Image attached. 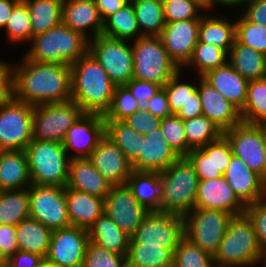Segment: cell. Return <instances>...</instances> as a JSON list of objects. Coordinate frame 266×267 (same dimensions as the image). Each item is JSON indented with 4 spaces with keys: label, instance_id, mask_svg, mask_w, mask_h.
<instances>
[{
    "label": "cell",
    "instance_id": "cell-1",
    "mask_svg": "<svg viewBox=\"0 0 266 267\" xmlns=\"http://www.w3.org/2000/svg\"><path fill=\"white\" fill-rule=\"evenodd\" d=\"M15 62L13 98L31 105L71 100V65L31 61L23 54Z\"/></svg>",
    "mask_w": 266,
    "mask_h": 267
},
{
    "label": "cell",
    "instance_id": "cell-2",
    "mask_svg": "<svg viewBox=\"0 0 266 267\" xmlns=\"http://www.w3.org/2000/svg\"><path fill=\"white\" fill-rule=\"evenodd\" d=\"M115 86L89 52L71 64V99L84 113L104 116L110 108Z\"/></svg>",
    "mask_w": 266,
    "mask_h": 267
},
{
    "label": "cell",
    "instance_id": "cell-3",
    "mask_svg": "<svg viewBox=\"0 0 266 267\" xmlns=\"http://www.w3.org/2000/svg\"><path fill=\"white\" fill-rule=\"evenodd\" d=\"M251 219L246 213L234 215L215 253L216 267H259L263 257Z\"/></svg>",
    "mask_w": 266,
    "mask_h": 267
},
{
    "label": "cell",
    "instance_id": "cell-4",
    "mask_svg": "<svg viewBox=\"0 0 266 267\" xmlns=\"http://www.w3.org/2000/svg\"><path fill=\"white\" fill-rule=\"evenodd\" d=\"M27 47L22 54L31 61L71 65L88 53L89 40L62 22L33 37Z\"/></svg>",
    "mask_w": 266,
    "mask_h": 267
},
{
    "label": "cell",
    "instance_id": "cell-5",
    "mask_svg": "<svg viewBox=\"0 0 266 267\" xmlns=\"http://www.w3.org/2000/svg\"><path fill=\"white\" fill-rule=\"evenodd\" d=\"M199 178L189 160L179 157L160 172V211L184 216L195 208Z\"/></svg>",
    "mask_w": 266,
    "mask_h": 267
},
{
    "label": "cell",
    "instance_id": "cell-6",
    "mask_svg": "<svg viewBox=\"0 0 266 267\" xmlns=\"http://www.w3.org/2000/svg\"><path fill=\"white\" fill-rule=\"evenodd\" d=\"M25 152L32 184L66 187L70 158L63 143L32 139Z\"/></svg>",
    "mask_w": 266,
    "mask_h": 267
},
{
    "label": "cell",
    "instance_id": "cell-7",
    "mask_svg": "<svg viewBox=\"0 0 266 267\" xmlns=\"http://www.w3.org/2000/svg\"><path fill=\"white\" fill-rule=\"evenodd\" d=\"M133 78L163 87L180 68L170 58L159 36H140L132 41Z\"/></svg>",
    "mask_w": 266,
    "mask_h": 267
},
{
    "label": "cell",
    "instance_id": "cell-8",
    "mask_svg": "<svg viewBox=\"0 0 266 267\" xmlns=\"http://www.w3.org/2000/svg\"><path fill=\"white\" fill-rule=\"evenodd\" d=\"M33 108L12 96L0 101V151L25 150L33 139Z\"/></svg>",
    "mask_w": 266,
    "mask_h": 267
},
{
    "label": "cell",
    "instance_id": "cell-9",
    "mask_svg": "<svg viewBox=\"0 0 266 267\" xmlns=\"http://www.w3.org/2000/svg\"><path fill=\"white\" fill-rule=\"evenodd\" d=\"M88 52L116 86L126 85L133 78L132 41L100 34L89 40Z\"/></svg>",
    "mask_w": 266,
    "mask_h": 267
},
{
    "label": "cell",
    "instance_id": "cell-10",
    "mask_svg": "<svg viewBox=\"0 0 266 267\" xmlns=\"http://www.w3.org/2000/svg\"><path fill=\"white\" fill-rule=\"evenodd\" d=\"M231 217L230 213L223 210L194 208L183 216L184 236L214 256Z\"/></svg>",
    "mask_w": 266,
    "mask_h": 267
},
{
    "label": "cell",
    "instance_id": "cell-11",
    "mask_svg": "<svg viewBox=\"0 0 266 267\" xmlns=\"http://www.w3.org/2000/svg\"><path fill=\"white\" fill-rule=\"evenodd\" d=\"M84 114L74 101L34 105L33 139L63 143L68 129Z\"/></svg>",
    "mask_w": 266,
    "mask_h": 267
},
{
    "label": "cell",
    "instance_id": "cell-12",
    "mask_svg": "<svg viewBox=\"0 0 266 267\" xmlns=\"http://www.w3.org/2000/svg\"><path fill=\"white\" fill-rule=\"evenodd\" d=\"M28 190L30 217L51 231L71 226L65 187L31 184Z\"/></svg>",
    "mask_w": 266,
    "mask_h": 267
},
{
    "label": "cell",
    "instance_id": "cell-13",
    "mask_svg": "<svg viewBox=\"0 0 266 267\" xmlns=\"http://www.w3.org/2000/svg\"><path fill=\"white\" fill-rule=\"evenodd\" d=\"M184 237L183 216L161 211H149L140 226L130 236L129 243L161 245L174 253Z\"/></svg>",
    "mask_w": 266,
    "mask_h": 267
},
{
    "label": "cell",
    "instance_id": "cell-14",
    "mask_svg": "<svg viewBox=\"0 0 266 267\" xmlns=\"http://www.w3.org/2000/svg\"><path fill=\"white\" fill-rule=\"evenodd\" d=\"M232 153L261 176L265 165L266 125L241 122L223 132Z\"/></svg>",
    "mask_w": 266,
    "mask_h": 267
},
{
    "label": "cell",
    "instance_id": "cell-15",
    "mask_svg": "<svg viewBox=\"0 0 266 267\" xmlns=\"http://www.w3.org/2000/svg\"><path fill=\"white\" fill-rule=\"evenodd\" d=\"M89 241V231L82 227L52 231L45 259L58 267H82Z\"/></svg>",
    "mask_w": 266,
    "mask_h": 267
},
{
    "label": "cell",
    "instance_id": "cell-16",
    "mask_svg": "<svg viewBox=\"0 0 266 267\" xmlns=\"http://www.w3.org/2000/svg\"><path fill=\"white\" fill-rule=\"evenodd\" d=\"M104 212L123 232L131 236L149 211L137 201L125 184L111 187L104 198Z\"/></svg>",
    "mask_w": 266,
    "mask_h": 267
},
{
    "label": "cell",
    "instance_id": "cell-17",
    "mask_svg": "<svg viewBox=\"0 0 266 267\" xmlns=\"http://www.w3.org/2000/svg\"><path fill=\"white\" fill-rule=\"evenodd\" d=\"M105 135V121L100 114L84 113L67 131L63 146L72 158H89Z\"/></svg>",
    "mask_w": 266,
    "mask_h": 267
},
{
    "label": "cell",
    "instance_id": "cell-18",
    "mask_svg": "<svg viewBox=\"0 0 266 267\" xmlns=\"http://www.w3.org/2000/svg\"><path fill=\"white\" fill-rule=\"evenodd\" d=\"M200 19L165 23L160 34L170 58L182 69L190 60L198 42Z\"/></svg>",
    "mask_w": 266,
    "mask_h": 267
},
{
    "label": "cell",
    "instance_id": "cell-19",
    "mask_svg": "<svg viewBox=\"0 0 266 267\" xmlns=\"http://www.w3.org/2000/svg\"><path fill=\"white\" fill-rule=\"evenodd\" d=\"M180 156L169 146L161 127L141 135L138 157L131 163L132 170L162 172Z\"/></svg>",
    "mask_w": 266,
    "mask_h": 267
},
{
    "label": "cell",
    "instance_id": "cell-20",
    "mask_svg": "<svg viewBox=\"0 0 266 267\" xmlns=\"http://www.w3.org/2000/svg\"><path fill=\"white\" fill-rule=\"evenodd\" d=\"M89 159L112 186L125 185L132 172L131 163L122 150L106 135L99 140Z\"/></svg>",
    "mask_w": 266,
    "mask_h": 267
},
{
    "label": "cell",
    "instance_id": "cell-21",
    "mask_svg": "<svg viewBox=\"0 0 266 267\" xmlns=\"http://www.w3.org/2000/svg\"><path fill=\"white\" fill-rule=\"evenodd\" d=\"M195 208L223 210L234 216L245 213L246 205L222 176L199 181Z\"/></svg>",
    "mask_w": 266,
    "mask_h": 267
},
{
    "label": "cell",
    "instance_id": "cell-22",
    "mask_svg": "<svg viewBox=\"0 0 266 267\" xmlns=\"http://www.w3.org/2000/svg\"><path fill=\"white\" fill-rule=\"evenodd\" d=\"M197 90L202 115L218 125L223 132L242 122L240 110L199 76Z\"/></svg>",
    "mask_w": 266,
    "mask_h": 267
},
{
    "label": "cell",
    "instance_id": "cell-23",
    "mask_svg": "<svg viewBox=\"0 0 266 267\" xmlns=\"http://www.w3.org/2000/svg\"><path fill=\"white\" fill-rule=\"evenodd\" d=\"M62 22L88 40L102 34L101 19L94 0H64Z\"/></svg>",
    "mask_w": 266,
    "mask_h": 267
},
{
    "label": "cell",
    "instance_id": "cell-24",
    "mask_svg": "<svg viewBox=\"0 0 266 267\" xmlns=\"http://www.w3.org/2000/svg\"><path fill=\"white\" fill-rule=\"evenodd\" d=\"M223 176L245 205L266 196V185L263 183L261 176L234 155Z\"/></svg>",
    "mask_w": 266,
    "mask_h": 267
},
{
    "label": "cell",
    "instance_id": "cell-25",
    "mask_svg": "<svg viewBox=\"0 0 266 267\" xmlns=\"http://www.w3.org/2000/svg\"><path fill=\"white\" fill-rule=\"evenodd\" d=\"M220 12L206 11L202 15L198 41L217 46L228 53L236 40V17L231 18L225 14L227 11Z\"/></svg>",
    "mask_w": 266,
    "mask_h": 267
},
{
    "label": "cell",
    "instance_id": "cell-26",
    "mask_svg": "<svg viewBox=\"0 0 266 267\" xmlns=\"http://www.w3.org/2000/svg\"><path fill=\"white\" fill-rule=\"evenodd\" d=\"M66 187L104 199L112 185L94 167L89 158H72L69 162Z\"/></svg>",
    "mask_w": 266,
    "mask_h": 267
},
{
    "label": "cell",
    "instance_id": "cell-27",
    "mask_svg": "<svg viewBox=\"0 0 266 267\" xmlns=\"http://www.w3.org/2000/svg\"><path fill=\"white\" fill-rule=\"evenodd\" d=\"M202 78L240 111L243 109L249 81L229 62L207 72Z\"/></svg>",
    "mask_w": 266,
    "mask_h": 267
},
{
    "label": "cell",
    "instance_id": "cell-28",
    "mask_svg": "<svg viewBox=\"0 0 266 267\" xmlns=\"http://www.w3.org/2000/svg\"><path fill=\"white\" fill-rule=\"evenodd\" d=\"M71 226L89 229L104 213V199L65 187Z\"/></svg>",
    "mask_w": 266,
    "mask_h": 267
},
{
    "label": "cell",
    "instance_id": "cell-29",
    "mask_svg": "<svg viewBox=\"0 0 266 267\" xmlns=\"http://www.w3.org/2000/svg\"><path fill=\"white\" fill-rule=\"evenodd\" d=\"M31 184L25 150L0 151V191L24 189Z\"/></svg>",
    "mask_w": 266,
    "mask_h": 267
},
{
    "label": "cell",
    "instance_id": "cell-30",
    "mask_svg": "<svg viewBox=\"0 0 266 267\" xmlns=\"http://www.w3.org/2000/svg\"><path fill=\"white\" fill-rule=\"evenodd\" d=\"M89 239L110 252L127 256L130 236L104 212L88 229Z\"/></svg>",
    "mask_w": 266,
    "mask_h": 267
},
{
    "label": "cell",
    "instance_id": "cell-31",
    "mask_svg": "<svg viewBox=\"0 0 266 267\" xmlns=\"http://www.w3.org/2000/svg\"><path fill=\"white\" fill-rule=\"evenodd\" d=\"M52 231L35 220L27 217L16 225V238L20 251L30 252L46 258Z\"/></svg>",
    "mask_w": 266,
    "mask_h": 267
},
{
    "label": "cell",
    "instance_id": "cell-32",
    "mask_svg": "<svg viewBox=\"0 0 266 267\" xmlns=\"http://www.w3.org/2000/svg\"><path fill=\"white\" fill-rule=\"evenodd\" d=\"M126 185L137 201L148 211H160V172L132 170Z\"/></svg>",
    "mask_w": 266,
    "mask_h": 267
},
{
    "label": "cell",
    "instance_id": "cell-33",
    "mask_svg": "<svg viewBox=\"0 0 266 267\" xmlns=\"http://www.w3.org/2000/svg\"><path fill=\"white\" fill-rule=\"evenodd\" d=\"M228 62L247 81L266 77V55L237 40L228 52Z\"/></svg>",
    "mask_w": 266,
    "mask_h": 267
},
{
    "label": "cell",
    "instance_id": "cell-34",
    "mask_svg": "<svg viewBox=\"0 0 266 267\" xmlns=\"http://www.w3.org/2000/svg\"><path fill=\"white\" fill-rule=\"evenodd\" d=\"M28 6L32 38L62 23L64 0H23Z\"/></svg>",
    "mask_w": 266,
    "mask_h": 267
},
{
    "label": "cell",
    "instance_id": "cell-35",
    "mask_svg": "<svg viewBox=\"0 0 266 267\" xmlns=\"http://www.w3.org/2000/svg\"><path fill=\"white\" fill-rule=\"evenodd\" d=\"M228 62V53L217 46L197 42L188 63L182 68L185 73L202 77ZM195 72V73H194Z\"/></svg>",
    "mask_w": 266,
    "mask_h": 267
},
{
    "label": "cell",
    "instance_id": "cell-36",
    "mask_svg": "<svg viewBox=\"0 0 266 267\" xmlns=\"http://www.w3.org/2000/svg\"><path fill=\"white\" fill-rule=\"evenodd\" d=\"M102 34L111 38L130 41L141 36L135 11L130 1L103 21Z\"/></svg>",
    "mask_w": 266,
    "mask_h": 267
},
{
    "label": "cell",
    "instance_id": "cell-37",
    "mask_svg": "<svg viewBox=\"0 0 266 267\" xmlns=\"http://www.w3.org/2000/svg\"><path fill=\"white\" fill-rule=\"evenodd\" d=\"M141 36H160L164 26L162 0H131Z\"/></svg>",
    "mask_w": 266,
    "mask_h": 267
},
{
    "label": "cell",
    "instance_id": "cell-38",
    "mask_svg": "<svg viewBox=\"0 0 266 267\" xmlns=\"http://www.w3.org/2000/svg\"><path fill=\"white\" fill-rule=\"evenodd\" d=\"M174 253L161 245L129 243L127 264L138 267H173Z\"/></svg>",
    "mask_w": 266,
    "mask_h": 267
},
{
    "label": "cell",
    "instance_id": "cell-39",
    "mask_svg": "<svg viewBox=\"0 0 266 267\" xmlns=\"http://www.w3.org/2000/svg\"><path fill=\"white\" fill-rule=\"evenodd\" d=\"M30 217L28 188L0 191V224L16 226Z\"/></svg>",
    "mask_w": 266,
    "mask_h": 267
},
{
    "label": "cell",
    "instance_id": "cell-40",
    "mask_svg": "<svg viewBox=\"0 0 266 267\" xmlns=\"http://www.w3.org/2000/svg\"><path fill=\"white\" fill-rule=\"evenodd\" d=\"M105 135L117 145L132 163L140 153L141 134L127 125L123 120H104Z\"/></svg>",
    "mask_w": 266,
    "mask_h": 267
},
{
    "label": "cell",
    "instance_id": "cell-41",
    "mask_svg": "<svg viewBox=\"0 0 266 267\" xmlns=\"http://www.w3.org/2000/svg\"><path fill=\"white\" fill-rule=\"evenodd\" d=\"M240 112L243 122L266 125V77L249 81L245 105Z\"/></svg>",
    "mask_w": 266,
    "mask_h": 267
},
{
    "label": "cell",
    "instance_id": "cell-42",
    "mask_svg": "<svg viewBox=\"0 0 266 267\" xmlns=\"http://www.w3.org/2000/svg\"><path fill=\"white\" fill-rule=\"evenodd\" d=\"M5 41L8 44L27 46L32 39L31 18L28 6L24 1L19 2L13 9L5 28Z\"/></svg>",
    "mask_w": 266,
    "mask_h": 267
},
{
    "label": "cell",
    "instance_id": "cell-43",
    "mask_svg": "<svg viewBox=\"0 0 266 267\" xmlns=\"http://www.w3.org/2000/svg\"><path fill=\"white\" fill-rule=\"evenodd\" d=\"M184 73L185 72L180 69L163 86L168 98V104L172 114H177L181 107L186 105V103L190 100L191 95L197 90L198 76L192 75L194 76L192 77L190 74V78L189 73L188 76H186L187 74L183 75Z\"/></svg>",
    "mask_w": 266,
    "mask_h": 267
},
{
    "label": "cell",
    "instance_id": "cell-44",
    "mask_svg": "<svg viewBox=\"0 0 266 267\" xmlns=\"http://www.w3.org/2000/svg\"><path fill=\"white\" fill-rule=\"evenodd\" d=\"M183 126L188 146L191 149L205 146L223 136V131L219 126L203 115L183 120Z\"/></svg>",
    "mask_w": 266,
    "mask_h": 267
},
{
    "label": "cell",
    "instance_id": "cell-45",
    "mask_svg": "<svg viewBox=\"0 0 266 267\" xmlns=\"http://www.w3.org/2000/svg\"><path fill=\"white\" fill-rule=\"evenodd\" d=\"M173 267H216L213 255L197 247L185 236L174 250Z\"/></svg>",
    "mask_w": 266,
    "mask_h": 267
},
{
    "label": "cell",
    "instance_id": "cell-46",
    "mask_svg": "<svg viewBox=\"0 0 266 267\" xmlns=\"http://www.w3.org/2000/svg\"><path fill=\"white\" fill-rule=\"evenodd\" d=\"M236 16V40L266 55V27L248 21L240 12Z\"/></svg>",
    "mask_w": 266,
    "mask_h": 267
},
{
    "label": "cell",
    "instance_id": "cell-47",
    "mask_svg": "<svg viewBox=\"0 0 266 267\" xmlns=\"http://www.w3.org/2000/svg\"><path fill=\"white\" fill-rule=\"evenodd\" d=\"M141 108V104L126 85H117L110 108L103 117L104 120H124Z\"/></svg>",
    "mask_w": 266,
    "mask_h": 267
},
{
    "label": "cell",
    "instance_id": "cell-48",
    "mask_svg": "<svg viewBox=\"0 0 266 267\" xmlns=\"http://www.w3.org/2000/svg\"><path fill=\"white\" fill-rule=\"evenodd\" d=\"M192 164L199 180L220 178L223 174L215 169L214 142L191 149L185 156Z\"/></svg>",
    "mask_w": 266,
    "mask_h": 267
},
{
    "label": "cell",
    "instance_id": "cell-49",
    "mask_svg": "<svg viewBox=\"0 0 266 267\" xmlns=\"http://www.w3.org/2000/svg\"><path fill=\"white\" fill-rule=\"evenodd\" d=\"M164 138L169 146L180 156L185 157L191 148L188 146L184 132L183 119L176 114L167 116L160 124Z\"/></svg>",
    "mask_w": 266,
    "mask_h": 267
},
{
    "label": "cell",
    "instance_id": "cell-50",
    "mask_svg": "<svg viewBox=\"0 0 266 267\" xmlns=\"http://www.w3.org/2000/svg\"><path fill=\"white\" fill-rule=\"evenodd\" d=\"M166 23L179 20L201 19L207 11L196 0H162Z\"/></svg>",
    "mask_w": 266,
    "mask_h": 267
},
{
    "label": "cell",
    "instance_id": "cell-51",
    "mask_svg": "<svg viewBox=\"0 0 266 267\" xmlns=\"http://www.w3.org/2000/svg\"><path fill=\"white\" fill-rule=\"evenodd\" d=\"M127 258L89 241L82 267H126Z\"/></svg>",
    "mask_w": 266,
    "mask_h": 267
},
{
    "label": "cell",
    "instance_id": "cell-52",
    "mask_svg": "<svg viewBox=\"0 0 266 267\" xmlns=\"http://www.w3.org/2000/svg\"><path fill=\"white\" fill-rule=\"evenodd\" d=\"M245 213L251 219L263 255H266V196L247 204Z\"/></svg>",
    "mask_w": 266,
    "mask_h": 267
},
{
    "label": "cell",
    "instance_id": "cell-53",
    "mask_svg": "<svg viewBox=\"0 0 266 267\" xmlns=\"http://www.w3.org/2000/svg\"><path fill=\"white\" fill-rule=\"evenodd\" d=\"M161 120V118L153 116L142 107L123 121L141 135H145L152 130L159 128Z\"/></svg>",
    "mask_w": 266,
    "mask_h": 267
},
{
    "label": "cell",
    "instance_id": "cell-54",
    "mask_svg": "<svg viewBox=\"0 0 266 267\" xmlns=\"http://www.w3.org/2000/svg\"><path fill=\"white\" fill-rule=\"evenodd\" d=\"M126 86L129 88L132 95L137 99V101L143 106L146 101H148L155 93L161 88L160 85L132 78Z\"/></svg>",
    "mask_w": 266,
    "mask_h": 267
},
{
    "label": "cell",
    "instance_id": "cell-55",
    "mask_svg": "<svg viewBox=\"0 0 266 267\" xmlns=\"http://www.w3.org/2000/svg\"><path fill=\"white\" fill-rule=\"evenodd\" d=\"M142 107L153 116L161 119L172 115L168 104V98L163 87H161L154 96L146 101Z\"/></svg>",
    "mask_w": 266,
    "mask_h": 267
},
{
    "label": "cell",
    "instance_id": "cell-56",
    "mask_svg": "<svg viewBox=\"0 0 266 267\" xmlns=\"http://www.w3.org/2000/svg\"><path fill=\"white\" fill-rule=\"evenodd\" d=\"M19 250L16 238V226L0 224V251L8 259Z\"/></svg>",
    "mask_w": 266,
    "mask_h": 267
},
{
    "label": "cell",
    "instance_id": "cell-57",
    "mask_svg": "<svg viewBox=\"0 0 266 267\" xmlns=\"http://www.w3.org/2000/svg\"><path fill=\"white\" fill-rule=\"evenodd\" d=\"M232 156L233 153L231 146L224 136L217 141H214L215 169L219 170L223 175L227 170Z\"/></svg>",
    "mask_w": 266,
    "mask_h": 267
},
{
    "label": "cell",
    "instance_id": "cell-58",
    "mask_svg": "<svg viewBox=\"0 0 266 267\" xmlns=\"http://www.w3.org/2000/svg\"><path fill=\"white\" fill-rule=\"evenodd\" d=\"M248 21L266 27V0H255L245 4L239 11Z\"/></svg>",
    "mask_w": 266,
    "mask_h": 267
},
{
    "label": "cell",
    "instance_id": "cell-59",
    "mask_svg": "<svg viewBox=\"0 0 266 267\" xmlns=\"http://www.w3.org/2000/svg\"><path fill=\"white\" fill-rule=\"evenodd\" d=\"M13 64L0 58V101L12 96Z\"/></svg>",
    "mask_w": 266,
    "mask_h": 267
},
{
    "label": "cell",
    "instance_id": "cell-60",
    "mask_svg": "<svg viewBox=\"0 0 266 267\" xmlns=\"http://www.w3.org/2000/svg\"><path fill=\"white\" fill-rule=\"evenodd\" d=\"M44 259L36 254L18 250L7 259L8 267H38Z\"/></svg>",
    "mask_w": 266,
    "mask_h": 267
},
{
    "label": "cell",
    "instance_id": "cell-61",
    "mask_svg": "<svg viewBox=\"0 0 266 267\" xmlns=\"http://www.w3.org/2000/svg\"><path fill=\"white\" fill-rule=\"evenodd\" d=\"M176 115L183 120L192 119L202 115V106L198 90L191 95L190 100L185 106L181 107Z\"/></svg>",
    "mask_w": 266,
    "mask_h": 267
},
{
    "label": "cell",
    "instance_id": "cell-62",
    "mask_svg": "<svg viewBox=\"0 0 266 267\" xmlns=\"http://www.w3.org/2000/svg\"><path fill=\"white\" fill-rule=\"evenodd\" d=\"M101 19L104 21L111 14L124 7L129 0H94Z\"/></svg>",
    "mask_w": 266,
    "mask_h": 267
},
{
    "label": "cell",
    "instance_id": "cell-63",
    "mask_svg": "<svg viewBox=\"0 0 266 267\" xmlns=\"http://www.w3.org/2000/svg\"><path fill=\"white\" fill-rule=\"evenodd\" d=\"M244 5L245 0H210V11L219 12L221 8H224L223 11L230 10H228V13L231 11L238 12ZM235 9L237 10L235 11Z\"/></svg>",
    "mask_w": 266,
    "mask_h": 267
},
{
    "label": "cell",
    "instance_id": "cell-64",
    "mask_svg": "<svg viewBox=\"0 0 266 267\" xmlns=\"http://www.w3.org/2000/svg\"><path fill=\"white\" fill-rule=\"evenodd\" d=\"M18 1L0 0V30H3Z\"/></svg>",
    "mask_w": 266,
    "mask_h": 267
},
{
    "label": "cell",
    "instance_id": "cell-65",
    "mask_svg": "<svg viewBox=\"0 0 266 267\" xmlns=\"http://www.w3.org/2000/svg\"><path fill=\"white\" fill-rule=\"evenodd\" d=\"M200 3L207 11H210V0H196Z\"/></svg>",
    "mask_w": 266,
    "mask_h": 267
},
{
    "label": "cell",
    "instance_id": "cell-66",
    "mask_svg": "<svg viewBox=\"0 0 266 267\" xmlns=\"http://www.w3.org/2000/svg\"><path fill=\"white\" fill-rule=\"evenodd\" d=\"M38 267H58V266L44 259Z\"/></svg>",
    "mask_w": 266,
    "mask_h": 267
},
{
    "label": "cell",
    "instance_id": "cell-67",
    "mask_svg": "<svg viewBox=\"0 0 266 267\" xmlns=\"http://www.w3.org/2000/svg\"><path fill=\"white\" fill-rule=\"evenodd\" d=\"M263 183L266 185V147H265V165L263 170Z\"/></svg>",
    "mask_w": 266,
    "mask_h": 267
},
{
    "label": "cell",
    "instance_id": "cell-68",
    "mask_svg": "<svg viewBox=\"0 0 266 267\" xmlns=\"http://www.w3.org/2000/svg\"><path fill=\"white\" fill-rule=\"evenodd\" d=\"M7 262V259L2 255L1 251H0V266L5 265Z\"/></svg>",
    "mask_w": 266,
    "mask_h": 267
},
{
    "label": "cell",
    "instance_id": "cell-69",
    "mask_svg": "<svg viewBox=\"0 0 266 267\" xmlns=\"http://www.w3.org/2000/svg\"><path fill=\"white\" fill-rule=\"evenodd\" d=\"M259 267H266V255L262 257L261 264Z\"/></svg>",
    "mask_w": 266,
    "mask_h": 267
},
{
    "label": "cell",
    "instance_id": "cell-70",
    "mask_svg": "<svg viewBox=\"0 0 266 267\" xmlns=\"http://www.w3.org/2000/svg\"><path fill=\"white\" fill-rule=\"evenodd\" d=\"M252 1H255V0H245V4L252 2Z\"/></svg>",
    "mask_w": 266,
    "mask_h": 267
},
{
    "label": "cell",
    "instance_id": "cell-71",
    "mask_svg": "<svg viewBox=\"0 0 266 267\" xmlns=\"http://www.w3.org/2000/svg\"><path fill=\"white\" fill-rule=\"evenodd\" d=\"M126 267H138V266H130V265L127 264Z\"/></svg>",
    "mask_w": 266,
    "mask_h": 267
}]
</instances>
